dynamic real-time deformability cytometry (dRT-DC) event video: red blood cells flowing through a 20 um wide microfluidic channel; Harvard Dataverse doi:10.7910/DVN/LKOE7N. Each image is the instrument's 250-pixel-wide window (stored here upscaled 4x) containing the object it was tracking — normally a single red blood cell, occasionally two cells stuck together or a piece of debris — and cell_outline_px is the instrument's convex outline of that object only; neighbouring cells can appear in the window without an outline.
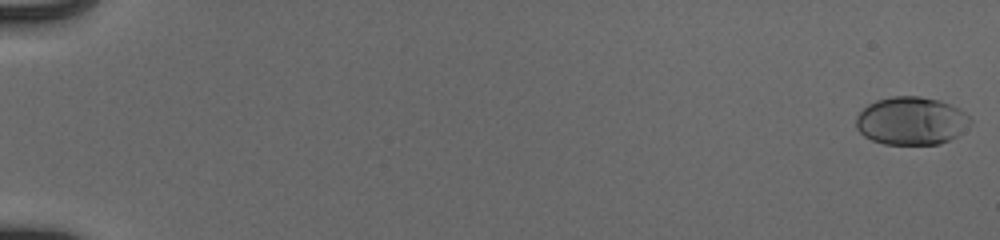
{"species": "human", "species_latin": "Homo sapiens", "temperature_condition": "cold", "stored_images_in_passage": 55, "camera_frame_rate_fps": 3000, "um_per_image_px": 0.085, "donor": {"sex": "male"}, "frame": {"image": 1, "passage_image": 1, "time_ms": 0.0, "image_size_px": [1000, 240], "cell_outline_px": [[972, 120], [956, 136], [940, 144], [884, 144], [872, 140], [864, 136], [856, 128], [856, 116], [868, 104], [876, 100], [892, 96], [920, 96], [940, 100], [952, 104], [960, 108]], "centroid_in_image_um": [77.44, 10.26], "position_along_channel_um": 7.6, "area_um2": 31.96}}
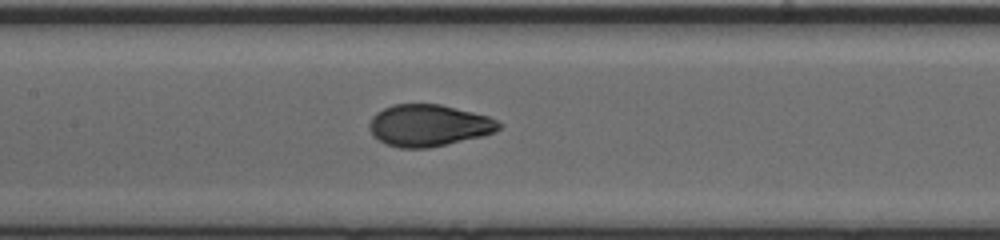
{"frame": {"image": 2, "passage_image": 29, "time_ms": 9.333, "image_size_px": [1000, 240], "cell_outline_px": [[504, 124], [496, 132], [484, 136], [428, 148], [400, 148], [384, 144], [372, 136], [368, 128], [368, 124], [372, 116], [376, 112], [392, 104], [440, 104], [488, 116]], "centroid_in_image_um": [36.41, 10.67], "position_along_channel_um": 171.0, "area_um2": 31.91}}
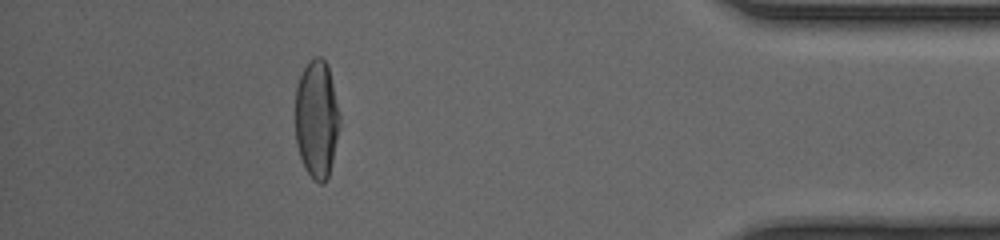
{"frame": {"image": 3, "passage_image": 50, "time_ms": 16.333, "image_size_px": [1000, 240], "cell_outline_px": [[340, 128], [328, 176], [324, 184], [320, 184], [312, 180], [304, 168], [296, 144], [296, 88], [300, 76], [308, 60], [316, 56], [320, 56], [328, 64], [340, 112]], "centroid_in_image_um": [26.93, 10.12], "position_along_channel_um": 408.3, "area_um2": 30.92}, "authors_computed_cell_mechanics": {"area_um2": 31.6166, "velocity_mm_per_s": 3.9494, "shape_relaxation_time_tau1_ms": 4.288, "shape_relaxation_time_tau2_ms": null, "deformation_change_tau1": 0.1939, "deformation_change_tau2": null}}